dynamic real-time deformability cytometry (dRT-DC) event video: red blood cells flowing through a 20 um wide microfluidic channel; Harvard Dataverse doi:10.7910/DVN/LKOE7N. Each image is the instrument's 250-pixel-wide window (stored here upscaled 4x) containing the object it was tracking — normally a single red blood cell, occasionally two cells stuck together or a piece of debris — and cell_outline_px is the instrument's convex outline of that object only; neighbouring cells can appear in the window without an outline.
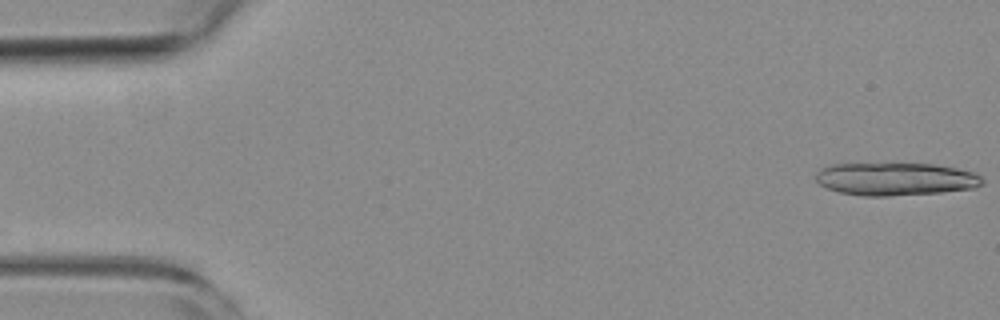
{"species": "common noctule bat (a hibernating species)", "species_latin": "Nyctalus noctula", "temperature_condition": "room temperature", "stored_images_in_passage": 14, "camera_frame_rate_fps": 3000, "um_per_image_px": 0.085, "animal": {"sex": "female", "body_mass_g": 19.3, "forearm_length_mm": 54.1}, "frame": {"image": 1, "passage_image": 1, "time_ms": 0.0, "image_size_px": [1000, 320], "cell_outline_px": [[984, 184], [976, 188], [940, 192], [888, 196], [860, 196], [840, 192], [828, 188], [820, 184], [816, 180], [816, 172], [820, 168], [832, 164], [936, 164], [956, 168], [972, 172], [980, 176], [984, 180]], "centroid_in_image_um": [76.13, 15.22], "position_along_channel_um": 8.9, "area_um2": 31.85}}